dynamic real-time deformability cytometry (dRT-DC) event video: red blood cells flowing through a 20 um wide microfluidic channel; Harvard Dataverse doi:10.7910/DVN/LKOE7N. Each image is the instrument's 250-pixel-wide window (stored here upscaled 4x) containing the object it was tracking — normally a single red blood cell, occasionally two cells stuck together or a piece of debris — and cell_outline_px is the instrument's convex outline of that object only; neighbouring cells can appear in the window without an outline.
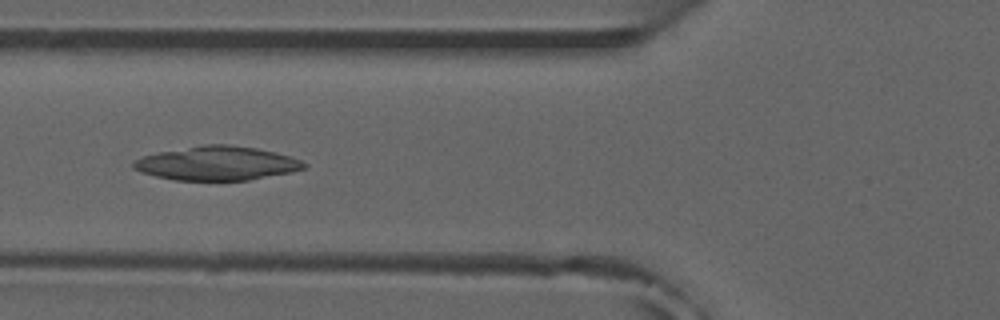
{"species": "common noctule bat (a hibernating species)", "species_latin": "Nyctalus noctula", "temperature_condition": "room temperature", "stored_images_in_passage": 46, "camera_frame_rate_fps": 3000, "um_per_image_px": 0.085, "animal": {"sex": "male", "forearm_length_mm": 52.5}, "frame": {"image": 1, "passage_image": 20, "time_ms": 6.333, "image_size_px": [1000, 320], "cell_outline_px": [[308, 168], [292, 172], [248, 180], [172, 180], [140, 172], [132, 168], [132, 160], [144, 156], [160, 152], [200, 144], [228, 144], [256, 148], [276, 152], [300, 160], [308, 164]], "centroid_in_image_um": [18.44, 13.88], "position_along_channel_um": 107.4, "area_um2": 33.93}}